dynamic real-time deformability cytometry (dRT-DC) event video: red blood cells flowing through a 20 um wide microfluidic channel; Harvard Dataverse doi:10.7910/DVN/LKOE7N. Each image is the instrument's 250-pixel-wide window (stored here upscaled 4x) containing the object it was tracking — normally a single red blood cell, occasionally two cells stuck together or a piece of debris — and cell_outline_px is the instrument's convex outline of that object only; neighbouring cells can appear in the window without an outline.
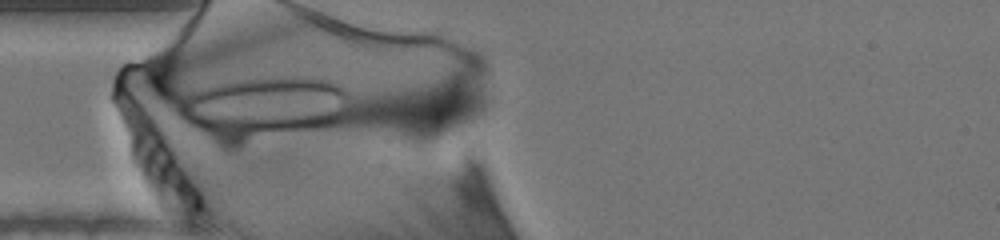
{"species": "human", "species_latin": "Homo sapiens", "temperature_condition": "warm", "stored_images_in_passage": 55, "segment_of_instrument_passage": [1, 2], "camera_frame_rate_fps": 3000, "um_per_image_px": 0.085, "donor": {"sex": "male"}, "frame": {"image": 1, "passage_image": 17, "time_ms": 5.333, "image_size_px": [1000, 240], "cell_outline_px": [[344, 96], [340, 120], [336, 124], [324, 128], [272, 132], [212, 132], [192, 124], [180, 116], [176, 108], [192, 92], [216, 84], [240, 80], [272, 76], [312, 76], [328, 80], [344, 88]], "centroid_in_image_um": [22.55, 8.93], "position_along_channel_um": 62.5, "area_um2": 56.01}}